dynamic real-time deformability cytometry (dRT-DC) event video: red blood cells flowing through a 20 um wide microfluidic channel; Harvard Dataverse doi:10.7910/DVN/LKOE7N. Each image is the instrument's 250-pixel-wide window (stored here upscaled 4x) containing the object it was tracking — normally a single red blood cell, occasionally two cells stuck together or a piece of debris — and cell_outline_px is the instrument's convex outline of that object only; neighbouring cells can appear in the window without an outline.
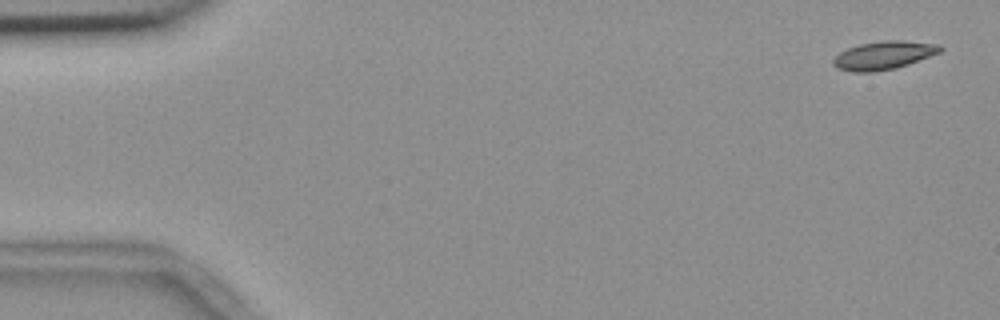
{"species": "common noctule bat (a hibernating species)", "species_latin": "Nyctalus noctula", "temperature_condition": "room temperature", "stored_images_in_passage": 44, "camera_frame_rate_fps": 3000, "um_per_image_px": 0.085, "animal": {"sex": "female", "body_mass_g": 18.4}, "frame": {"image": 1, "passage_image": 1, "time_ms": 0.0, "image_size_px": [1000, 320], "cell_outline_px": [[944, 48], [940, 52], [908, 64], [896, 68], [872, 72], [852, 72], [840, 68], [832, 64], [832, 60], [840, 52], [848, 48], [860, 44], [884, 40], [904, 40], [940, 44]], "centroid_in_image_um": [75.13, 4.69], "position_along_channel_um": 9.9, "area_um2": 17.57}}
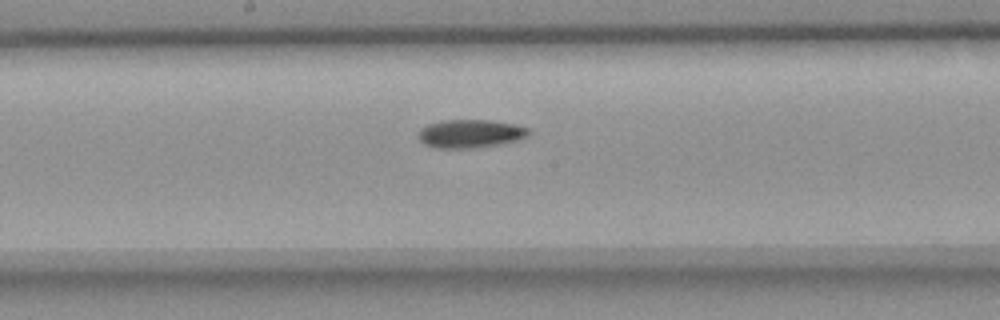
{"frame": {"image": 2, "passage_image": 28, "time_ms": 9.0, "image_size_px": [1000, 320], "cell_outline_px": [[532, 132], [528, 136], [520, 140], [472, 148], [436, 148], [424, 144], [416, 136], [420, 128], [428, 124], [440, 120], [488, 120], [516, 124], [528, 128]], "centroid_in_image_um": [39.96, 11.35], "position_along_channel_um": 208.2, "area_um2": 18.38}}
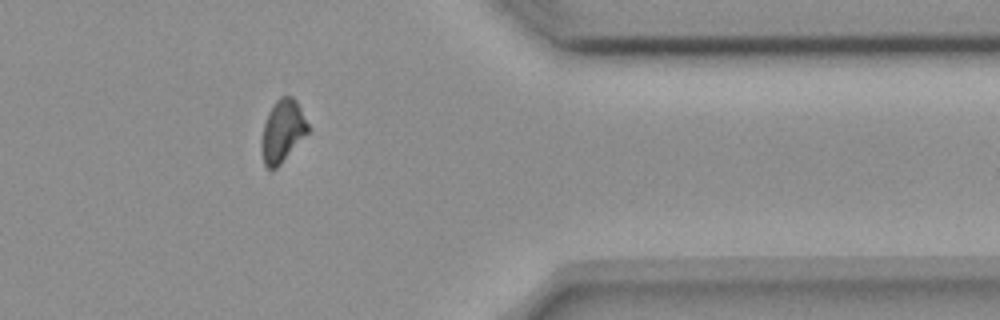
{"frame": {"image": 3, "passage_image": 44, "time_ms": 14.333, "image_size_px": [1000, 320], "cell_outline_px": [[308, 132], [280, 164], [276, 168], [268, 168], [264, 164], [260, 144], [264, 124], [268, 112], [276, 100], [280, 96], [292, 96], [296, 100], [308, 124]], "centroid_in_image_um": [23.99, 11.12], "position_along_channel_um": 387.4, "area_um2": 16.59}, "authors_computed_cell_mechanics": {"area_um2": 17.5712, "velocity_mm_per_s": 3.6791, "shape_relaxation_time_tau1_ms": 10.2063, "shape_relaxation_time_tau2_ms": 5.3902, "deformation_change_tau1": 0.1903, "deformation_change_tau2": 0.1037}}